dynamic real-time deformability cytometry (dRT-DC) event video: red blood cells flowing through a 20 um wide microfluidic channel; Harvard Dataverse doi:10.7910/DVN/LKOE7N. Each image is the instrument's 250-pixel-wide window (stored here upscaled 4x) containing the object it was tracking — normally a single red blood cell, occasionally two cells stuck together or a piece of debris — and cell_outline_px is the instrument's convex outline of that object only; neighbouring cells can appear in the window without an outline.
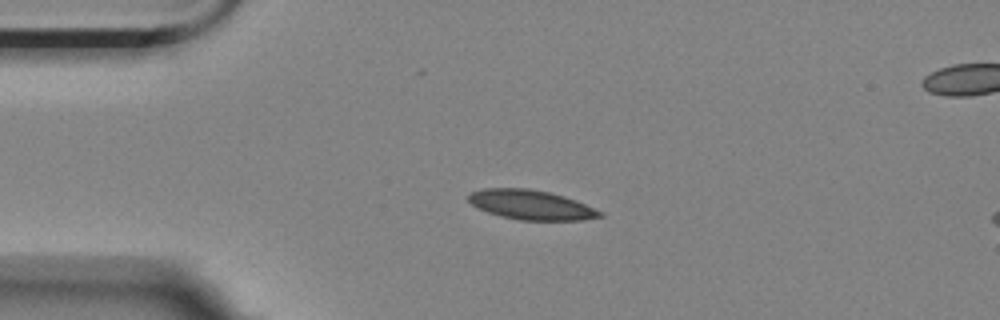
{"species": "Egyptian fruit bat (a non-hibernating species)", "species_latin": "Rousettus aegyptiacus", "temperature_condition": "room temperature", "stored_images_in_passage": 5, "camera_frame_rate_fps": 3000, "um_per_image_px": 0.085, "animal": {"sex": "female"}, "frame": {"image": 1, "passage_image": 4, "time_ms": 1.0, "image_size_px": [1000, 320], "cell_outline_px": [[604, 216], [584, 220], [520, 220], [500, 216], [488, 212], [472, 204], [468, 200], [468, 196], [472, 192], [480, 188], [528, 188], [548, 192], [564, 196], [576, 200], [604, 212]], "centroid_in_image_um": [45.17, 17.41], "position_along_channel_um": 39.8, "area_um2": 22.66}}